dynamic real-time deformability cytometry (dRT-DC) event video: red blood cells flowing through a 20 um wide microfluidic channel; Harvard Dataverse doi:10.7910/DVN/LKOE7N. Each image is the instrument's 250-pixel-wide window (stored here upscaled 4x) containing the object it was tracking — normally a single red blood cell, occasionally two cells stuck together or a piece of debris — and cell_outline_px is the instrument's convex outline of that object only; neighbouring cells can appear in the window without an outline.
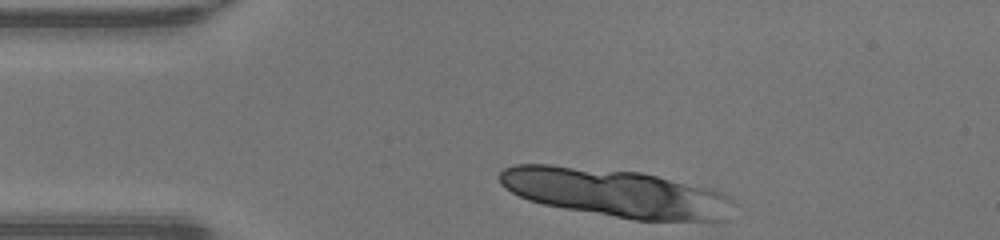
{"species": "human", "species_latin": "Homo sapiens", "temperature_condition": "warm", "stored_images_in_passage": 31, "segment_of_instrument_passage": [1, 2], "camera_frame_rate_fps": 3000, "um_per_image_px": 0.085, "donor": {"sex": "male"}, "frame": {"image": 1, "passage_image": 1, "time_ms": 0.0, "image_size_px": [1000, 240], "cell_outline_px": [[736, 204], [724, 220], [632, 220], [564, 208], [544, 204], [528, 200], [512, 192], [500, 184], [500, 172], [504, 168], [516, 164], [548, 164], [640, 172], [712, 188], [728, 196]], "centroid_in_image_um": [52.35, 16.39], "position_along_channel_um": 32.7, "area_um2": 65.55}}